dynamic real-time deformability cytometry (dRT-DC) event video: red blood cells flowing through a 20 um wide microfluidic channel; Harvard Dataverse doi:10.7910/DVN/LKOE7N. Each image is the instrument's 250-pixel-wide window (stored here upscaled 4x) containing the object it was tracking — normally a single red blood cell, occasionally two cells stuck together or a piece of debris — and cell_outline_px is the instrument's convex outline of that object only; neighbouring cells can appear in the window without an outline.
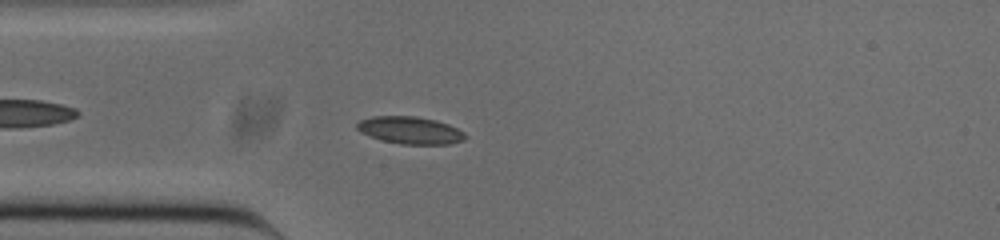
{"species": "common noctule bat (a hibernating species)", "species_latin": "Nyctalus noctula", "temperature_condition": "cold", "stored_images_in_passage": 46, "camera_frame_rate_fps": 3000, "um_per_image_px": 0.085, "animal": {"sex": "male", "body_mass_g": 20.0, "forearm_length_mm": 53.3}, "frame": {"image": 1, "passage_image": 7, "time_ms": 2.0, "image_size_px": [1000, 240], "cell_outline_px": [[468, 136], [464, 140], [448, 144], [400, 144], [380, 140], [360, 132], [356, 128], [356, 124], [360, 120], [372, 116], [416, 116], [436, 120], [448, 124], [464, 132]], "centroid_in_image_um": [34.85, 11.07], "position_along_channel_um": 50.1, "area_um2": 17.34}}
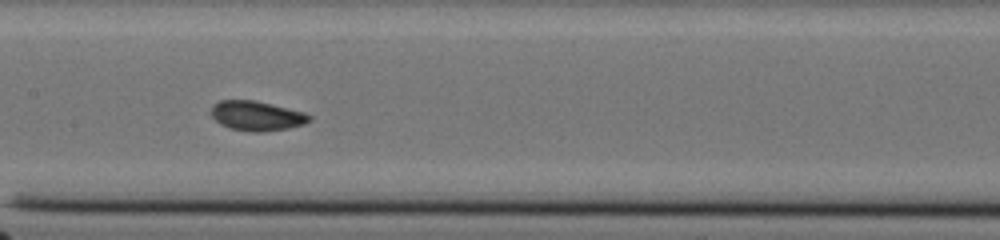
{"frame": {"image": 2, "passage_image": 18, "time_ms": 5.667, "image_size_px": [1000, 240], "cell_outline_px": [[312, 120], [304, 124], [288, 128], [264, 132], [252, 132], [228, 128], [220, 124], [212, 116], [212, 104], [220, 100], [252, 100], [304, 112], [312, 116]], "centroid_in_image_um": [21.82, 9.86], "position_along_channel_um": 185.6, "area_um2": 16.94}}
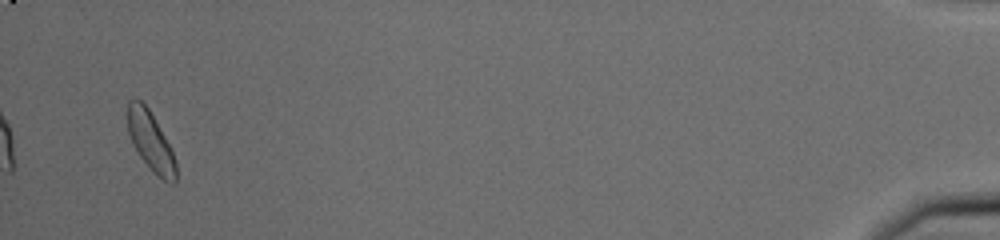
{"frame": {"image": 3, "passage_image": 44, "time_ms": 14.333, "image_size_px": [1000, 240], "cell_outline_px": [[176, 184], [172, 184], [164, 180], [152, 172], [140, 156], [128, 132], [128, 100], [140, 100], [148, 108], [164, 136], [172, 152], [176, 164]], "centroid_in_image_um": [12.81, 12.05], "position_along_channel_um": 422.4, "area_um2": 16.13}, "authors_computed_cell_mechanics": {"area_um2": 16.4441, "velocity_mm_per_s": 3.8354, "shape_relaxation_time_tau1_ms": 2.8506, "shape_relaxation_time_tau2_ms": 1.4475, "deformation_change_tau1": 0.0624, "deformation_change_tau2": 0.0549}}